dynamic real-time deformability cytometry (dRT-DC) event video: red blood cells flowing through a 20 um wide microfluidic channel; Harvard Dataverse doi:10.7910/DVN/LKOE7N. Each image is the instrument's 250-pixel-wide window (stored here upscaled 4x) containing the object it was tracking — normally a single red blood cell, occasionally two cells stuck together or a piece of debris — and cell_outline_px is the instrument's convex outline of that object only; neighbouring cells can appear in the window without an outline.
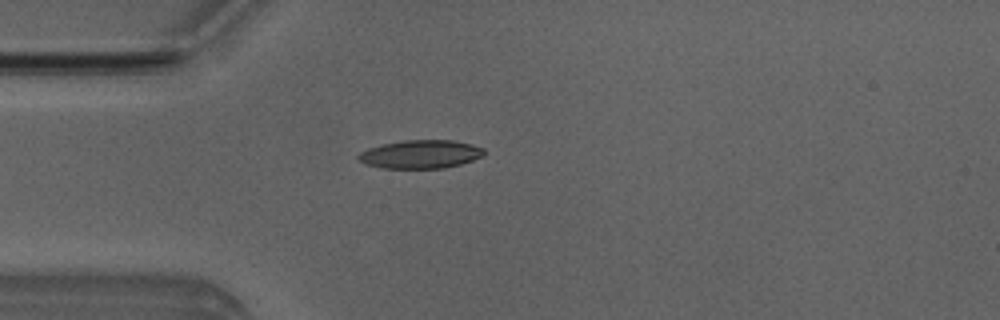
{"species": "Egyptian fruit bat (a non-hibernating species)", "species_latin": "Rousettus aegyptiacus", "temperature_condition": "room temperature", "stored_images_in_passage": 4, "camera_frame_rate_fps": 3000, "um_per_image_px": 0.085, "animal": {"sex": "male"}, "frame": {"image": 1, "passage_image": 4, "time_ms": 3.333, "image_size_px": [1000, 320], "cell_outline_px": [[484, 152], [480, 156], [472, 160], [460, 164], [444, 168], [380, 168], [368, 164], [360, 160], [356, 156], [360, 152], [368, 148], [380, 144], [404, 140], [452, 140], [472, 144], [484, 148]], "centroid_in_image_um": [35.72, 13.1], "position_along_channel_um": 49.3, "area_um2": 20.69}}